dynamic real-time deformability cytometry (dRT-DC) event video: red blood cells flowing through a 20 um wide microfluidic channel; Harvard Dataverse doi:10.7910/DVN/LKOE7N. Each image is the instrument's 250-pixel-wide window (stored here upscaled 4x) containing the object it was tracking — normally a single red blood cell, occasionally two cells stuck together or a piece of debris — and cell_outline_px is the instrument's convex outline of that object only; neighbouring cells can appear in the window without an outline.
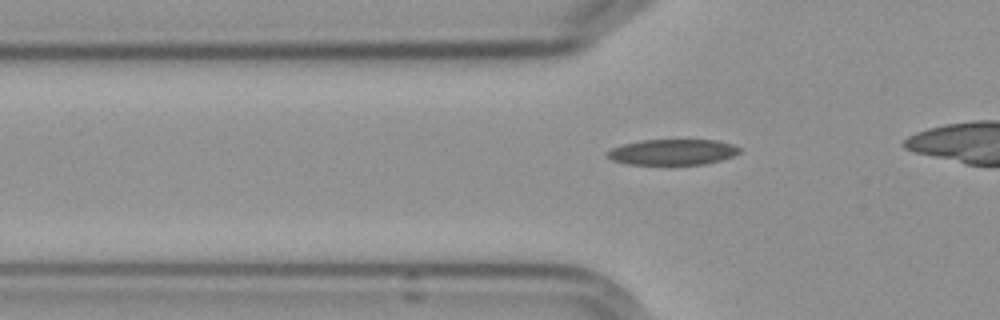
{"species": "Egyptian fruit bat (a non-hibernating species)", "species_latin": "Rousettus aegyptiacus", "temperature_condition": "cold", "stored_images_in_passage": 35, "camera_frame_rate_fps": 3000, "um_per_image_px": 0.085, "frame": {"image": 1, "passage_image": 7, "time_ms": 2.0, "image_size_px": [1000, 320], "cell_outline_px": [[740, 152], [732, 156], [720, 160], [704, 164], [628, 164], [612, 160], [608, 156], [608, 152], [612, 148], [624, 144], [640, 140], [716, 140], [732, 144], [740, 148]], "centroid_in_image_um": [57.19, 12.92], "position_along_channel_um": 68.6, "area_um2": 19.54}}
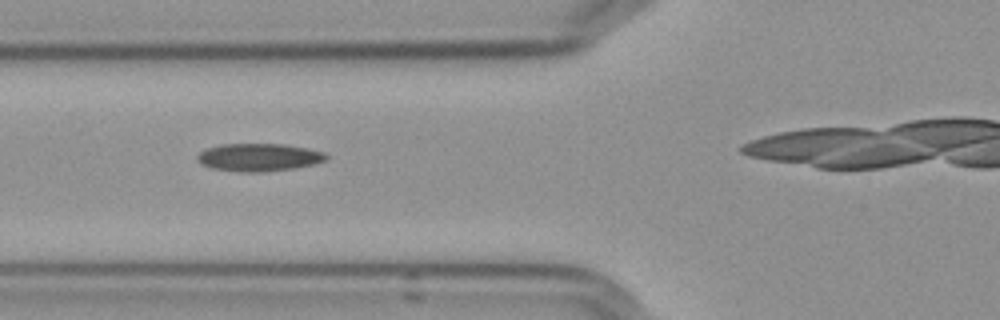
{"frame": {"image": 2, "passage_image": 10, "time_ms": 3.0, "image_size_px": [1000, 320], "cell_outline_px": [[328, 160], [296, 168], [260, 172], [240, 172], [212, 168], [200, 164], [196, 160], [196, 156], [200, 152], [208, 148], [220, 144], [284, 144], [308, 148], [324, 152], [328, 156]], "centroid_in_image_um": [22.0, 13.37], "position_along_channel_um": 103.8, "area_um2": 20.98}}
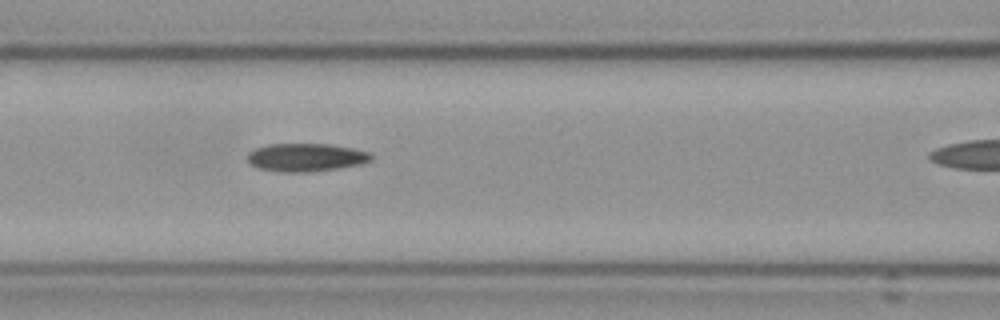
{"frame": {"image": 3, "passage_image": 13, "time_ms": 4.0, "image_size_px": [1000, 320], "cell_outline_px": [[372, 160], [360, 164], [336, 168], [308, 172], [284, 172], [256, 168], [248, 164], [248, 152], [256, 148], [268, 144], [332, 144], [352, 148], [368, 152], [372, 156]], "centroid_in_image_um": [25.96, 13.37], "position_along_channel_um": 140.6, "area_um2": 20.23}}